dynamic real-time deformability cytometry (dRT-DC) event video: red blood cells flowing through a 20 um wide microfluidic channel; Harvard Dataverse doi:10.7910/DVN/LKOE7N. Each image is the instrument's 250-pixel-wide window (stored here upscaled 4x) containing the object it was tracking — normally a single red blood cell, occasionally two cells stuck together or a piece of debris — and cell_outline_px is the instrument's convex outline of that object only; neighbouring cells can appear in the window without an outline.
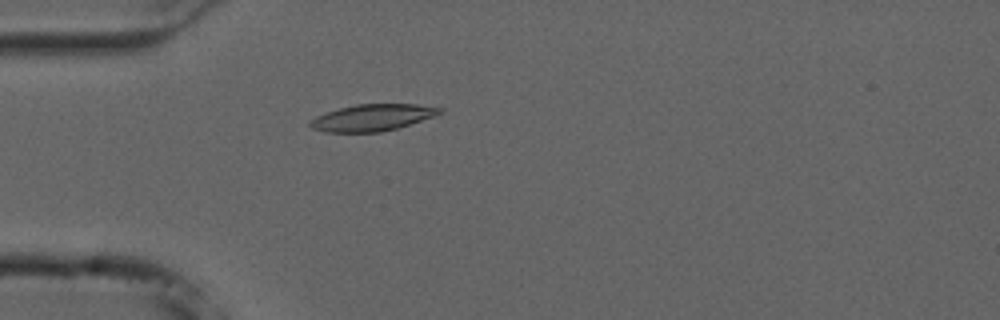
{"species": "common noctule bat (a hibernating species)", "species_latin": "Nyctalus noctula", "temperature_condition": "cold", "stored_images_in_passage": 55, "camera_frame_rate_fps": 3000, "um_per_image_px": 0.085, "animal": {"sex": "male", "forearm_length_mm": 52.5}, "frame": {"image": 1, "passage_image": 16, "time_ms": 5.0, "image_size_px": [1000, 320], "cell_outline_px": [[444, 112], [436, 116], [396, 128], [380, 132], [324, 132], [312, 128], [308, 124], [308, 120], [316, 116], [340, 108], [356, 104], [416, 104], [444, 108]], "centroid_in_image_um": [31.66, 9.99], "position_along_channel_um": 53.3, "area_um2": 20.17}}
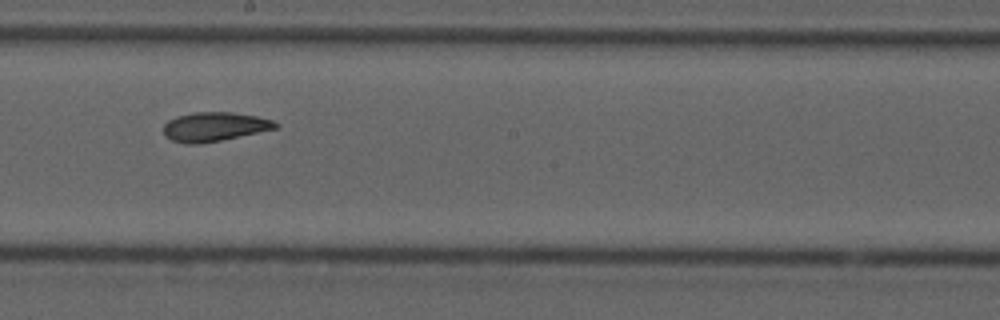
{"frame": {"image": 2, "passage_image": 31, "time_ms": 10.0, "image_size_px": [1000, 320], "cell_outline_px": [[280, 124], [276, 128], [220, 140], [200, 144], [184, 144], [172, 140], [164, 136], [164, 124], [168, 120], [176, 116], [192, 112], [232, 112], [256, 116], [272, 120]], "centroid_in_image_um": [18.18, 10.77], "position_along_channel_um": 230.0, "area_um2": 18.96}}
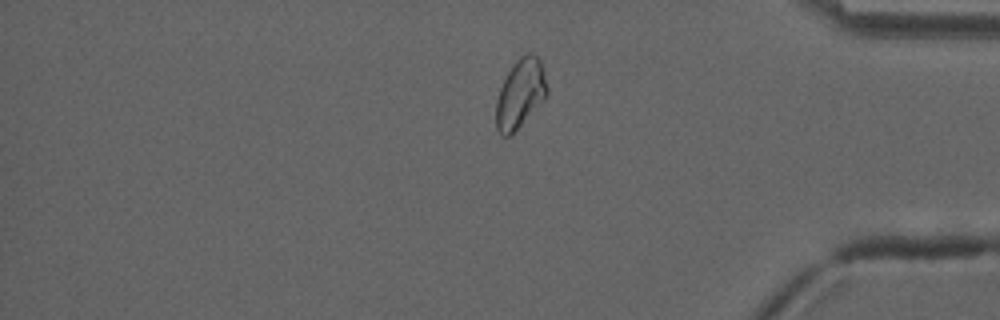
{"frame": {"image": 3, "passage_image": 46, "time_ms": 15.0, "image_size_px": [1000, 320], "cell_outline_px": [[548, 96], [512, 136], [504, 136], [496, 128], [496, 100], [500, 88], [512, 64], [520, 56], [528, 52], [532, 52], [540, 60], [548, 88]], "centroid_in_image_um": [44.24, 7.97], "position_along_channel_um": 391.0, "area_um2": 20.75}, "authors_computed_cell_mechanics": {"area_um2": 19.8832, "velocity_mm_per_s": 3.7087, "shape_relaxation_time_tau1_ms": 5.5162, "shape_relaxation_time_tau2_ms": 3.4003, "deformation_change_tau1": 0.1371, "deformation_change_tau2": 0.0963}}